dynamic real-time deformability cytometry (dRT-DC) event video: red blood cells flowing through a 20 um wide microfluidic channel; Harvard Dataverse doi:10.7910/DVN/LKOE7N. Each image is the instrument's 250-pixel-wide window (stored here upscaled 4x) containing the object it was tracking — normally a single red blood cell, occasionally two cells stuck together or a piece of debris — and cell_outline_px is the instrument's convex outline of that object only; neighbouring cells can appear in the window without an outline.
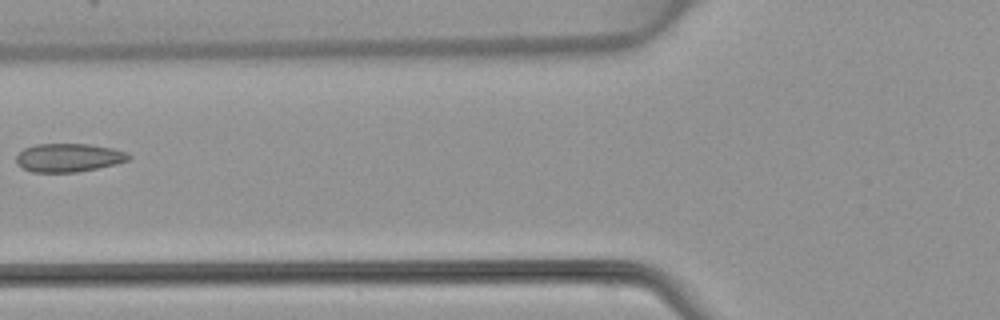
{"species": "common noctule bat (a hibernating species)", "species_latin": "Nyctalus noctula", "temperature_condition": "warm", "stored_images_in_passage": 5, "camera_frame_rate_fps": 3000, "um_per_image_px": 0.085, "animal": {"sex": "female", "body_mass_g": 22.7, "forearm_length_mm": 54.2}, "frame": {"image": 1, "passage_image": 5, "time_ms": 5.0, "image_size_px": [1000, 320], "cell_outline_px": [[132, 156], [128, 160], [116, 164], [76, 172], [32, 172], [20, 168], [16, 164], [16, 156], [24, 148], [36, 144], [88, 144], [112, 148], [128, 152]], "centroid_in_image_um": [5.81, 13.4], "position_along_channel_um": 120.0, "area_um2": 18.73}}